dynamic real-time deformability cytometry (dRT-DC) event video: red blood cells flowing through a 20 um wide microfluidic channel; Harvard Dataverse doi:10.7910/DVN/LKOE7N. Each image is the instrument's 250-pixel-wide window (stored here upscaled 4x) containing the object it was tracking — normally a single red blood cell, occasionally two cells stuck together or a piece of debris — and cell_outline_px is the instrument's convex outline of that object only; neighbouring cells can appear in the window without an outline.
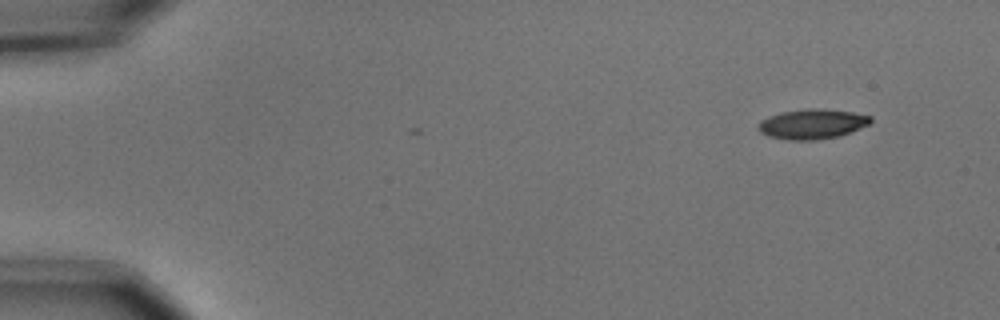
{"species": "common noctule bat (a hibernating species)", "species_latin": "Nyctalus noctula", "temperature_condition": "cold", "stored_images_in_passage": 51, "camera_frame_rate_fps": 3000, "um_per_image_px": 0.085, "animal": {"sex": "male", "body_mass_g": 15.6}, "frame": {"image": 1, "passage_image": 1, "time_ms": 0.0, "image_size_px": [1000, 320], "cell_outline_px": [[872, 120], [868, 124], [840, 136], [816, 140], [788, 140], [768, 136], [760, 132], [760, 120], [768, 116], [780, 112], [808, 108], [816, 108], [852, 112], [872, 116]], "centroid_in_image_um": [69.03, 10.54], "position_along_channel_um": 16.0, "area_um2": 19.48}}
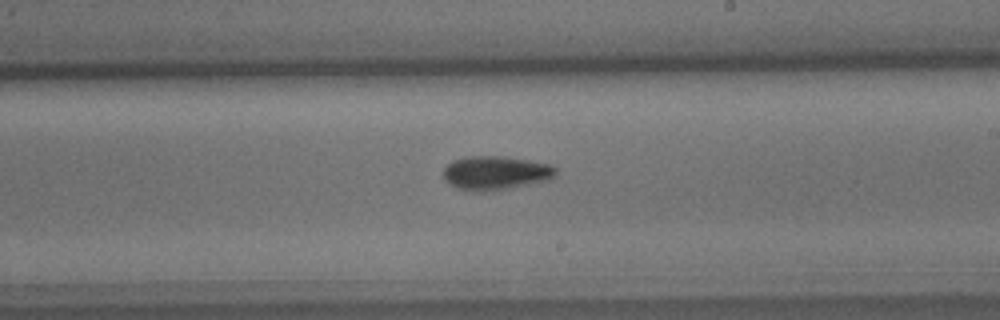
{"frame": {"image": 2, "passage_image": 29, "time_ms": 9.333, "image_size_px": [1000, 320], "cell_outline_px": [[556, 176], [548, 180], [508, 188], [480, 192], [468, 192], [456, 188], [448, 184], [444, 180], [444, 168], [452, 160], [468, 156], [504, 156], [552, 164], [556, 168]], "centroid_in_image_um": [42.1, 14.7], "position_along_channel_um": 246.9, "area_um2": 22.43}}
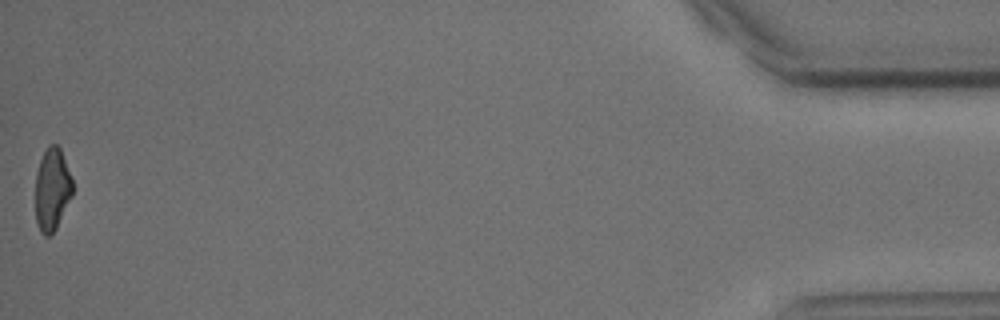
{"frame": {"image": 3, "passage_image": 51, "time_ms": 16.667, "image_size_px": [1000, 320], "cell_outline_px": [[72, 196], [56, 228], [48, 236], [44, 236], [40, 232], [36, 220], [36, 172], [40, 160], [48, 144], [56, 144], [60, 148], [72, 176]], "centroid_in_image_um": [4.43, 16.08], "position_along_channel_um": 430.8, "area_um2": 17.86}, "authors_computed_cell_mechanics": {"area_um2": 19.941, "velocity_mm_per_s": 3.7057, "shape_relaxation_time_tau1_ms": 3.2954, "shape_relaxation_time_tau2_ms": null, "deformation_change_tau1": 0.1206, "deformation_change_tau2": null}}